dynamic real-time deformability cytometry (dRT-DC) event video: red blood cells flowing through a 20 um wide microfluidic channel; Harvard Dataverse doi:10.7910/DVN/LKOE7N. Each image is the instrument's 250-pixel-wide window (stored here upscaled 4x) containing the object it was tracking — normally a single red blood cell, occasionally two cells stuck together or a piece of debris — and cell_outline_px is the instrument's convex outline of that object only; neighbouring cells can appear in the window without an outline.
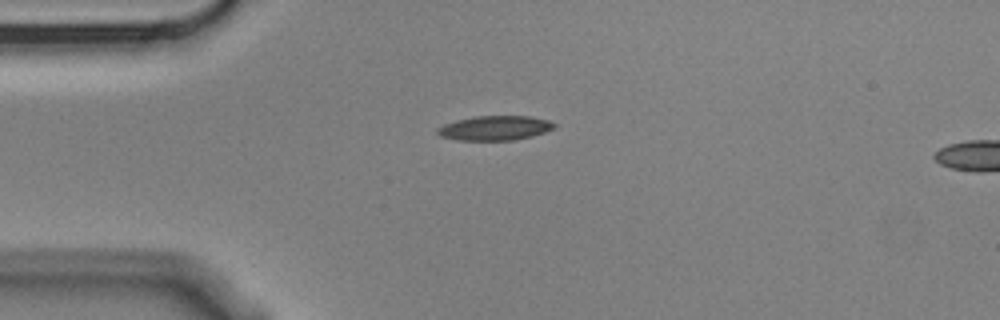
{"species": "Egyptian fruit bat (a non-hibernating species)", "species_latin": "Rousettus aegyptiacus", "temperature_condition": "cold", "stored_images_in_passage": 2, "camera_frame_rate_fps": 3000, "um_per_image_px": 0.085, "animal": {"sex": "male"}, "frame": {"image": 1, "passage_image": 1, "time_ms": 0.0, "image_size_px": [1000, 320], "cell_outline_px": [[556, 128], [532, 136], [512, 140], [456, 140], [440, 136], [436, 132], [436, 128], [444, 124], [456, 120], [476, 116], [528, 116], [548, 120], [556, 124]], "centroid_in_image_um": [42.05, 10.88], "position_along_channel_um": 43.0, "area_um2": 16.7}}